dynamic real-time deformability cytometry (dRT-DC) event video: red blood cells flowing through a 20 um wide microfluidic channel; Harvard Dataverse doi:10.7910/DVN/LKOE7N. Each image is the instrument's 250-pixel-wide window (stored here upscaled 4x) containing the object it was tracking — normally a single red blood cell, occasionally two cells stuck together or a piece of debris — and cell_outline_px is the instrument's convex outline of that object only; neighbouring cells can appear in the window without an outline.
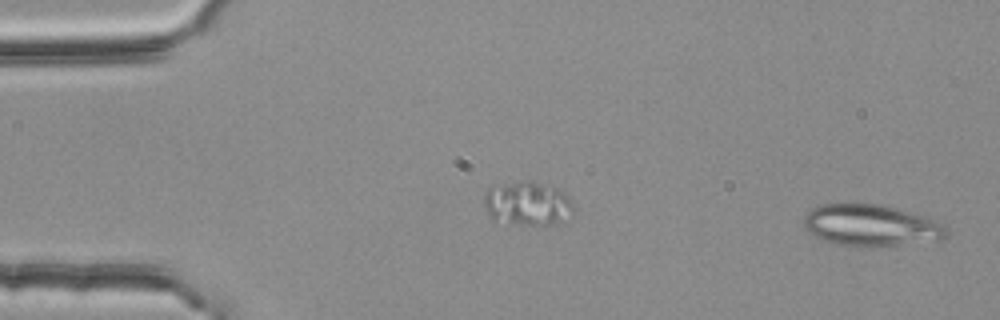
{"species": "common noctule bat (a hibernating species)", "species_latin": "Nyctalus noctula", "temperature_condition": "room temperature", "stored_images_in_passage": 52, "segment_of_instrument_passage": [1, 2], "camera_frame_rate_fps": 3000, "um_per_image_px": 0.085, "animal": {"sex": "female", "body_mass_g": 25.1}, "frame": {"image": 1, "passage_image": 1, "time_ms": 0.0, "image_size_px": [1000, 320], "cell_outline_px": [[948, 232], [944, 236], [936, 240], [868, 248], [864, 248], [836, 244], [812, 236], [804, 228], [804, 216], [812, 208], [824, 204], [880, 204], [896, 208], [944, 224], [948, 228]], "centroid_in_image_um": [73.97, 19.18], "position_along_channel_um": 11.0, "area_um2": 34.45}}